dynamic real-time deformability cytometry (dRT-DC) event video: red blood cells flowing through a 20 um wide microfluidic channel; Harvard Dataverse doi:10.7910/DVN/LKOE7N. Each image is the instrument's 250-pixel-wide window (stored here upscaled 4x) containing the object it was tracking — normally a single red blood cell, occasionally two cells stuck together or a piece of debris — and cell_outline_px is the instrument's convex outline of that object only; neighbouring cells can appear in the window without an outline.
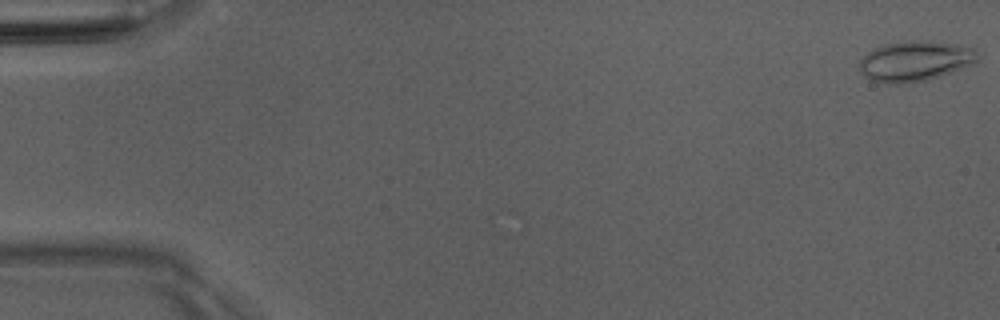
{"species": "Egyptian fruit bat (a non-hibernating species)", "species_latin": "Rousettus aegyptiacus", "temperature_condition": "room temperature", "stored_images_in_passage": 5, "camera_frame_rate_fps": 3000, "um_per_image_px": 0.085, "animal": {"sex": "male"}, "frame": {"image": 1, "passage_image": 1, "time_ms": 0.0, "image_size_px": [1000, 320], "cell_outline_px": [[976, 60], [972, 64], [940, 76], [928, 80], [904, 84], [884, 84], [872, 80], [864, 76], [860, 72], [860, 60], [868, 52], [884, 44], [904, 40], [932, 40], [960, 44], [976, 48]], "centroid_in_image_um": [77.77, 5.18], "position_along_channel_um": 7.2, "area_um2": 28.09}}